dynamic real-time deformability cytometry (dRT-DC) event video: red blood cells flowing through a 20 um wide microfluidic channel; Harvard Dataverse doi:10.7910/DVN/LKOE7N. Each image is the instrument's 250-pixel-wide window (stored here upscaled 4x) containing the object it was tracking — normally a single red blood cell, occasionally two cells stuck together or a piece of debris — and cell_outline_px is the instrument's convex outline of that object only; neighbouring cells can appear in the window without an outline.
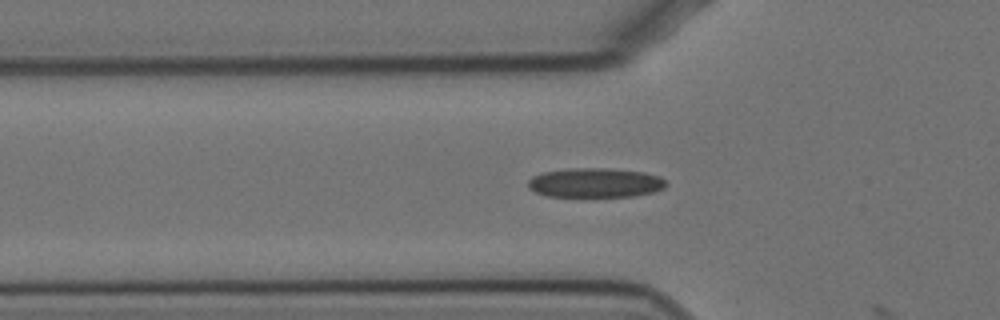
{"species": "Egyptian fruit bat (a non-hibernating species)", "species_latin": "Rousettus aegyptiacus", "temperature_condition": "cold", "stored_images_in_passage": 19, "camera_frame_rate_fps": 3000, "um_per_image_px": 0.085, "animal": {"sex": "female"}, "frame": {"image": 1, "passage_image": 18, "time_ms": 5.667, "image_size_px": [1000, 320], "cell_outline_px": [[668, 184], [664, 188], [656, 192], [632, 196], [592, 200], [548, 196], [536, 192], [528, 188], [528, 180], [532, 176], [544, 172], [568, 168], [608, 168], [644, 172], [660, 176]], "centroid_in_image_um": [50.59, 15.59], "position_along_channel_um": 75.2, "area_um2": 24.97}}